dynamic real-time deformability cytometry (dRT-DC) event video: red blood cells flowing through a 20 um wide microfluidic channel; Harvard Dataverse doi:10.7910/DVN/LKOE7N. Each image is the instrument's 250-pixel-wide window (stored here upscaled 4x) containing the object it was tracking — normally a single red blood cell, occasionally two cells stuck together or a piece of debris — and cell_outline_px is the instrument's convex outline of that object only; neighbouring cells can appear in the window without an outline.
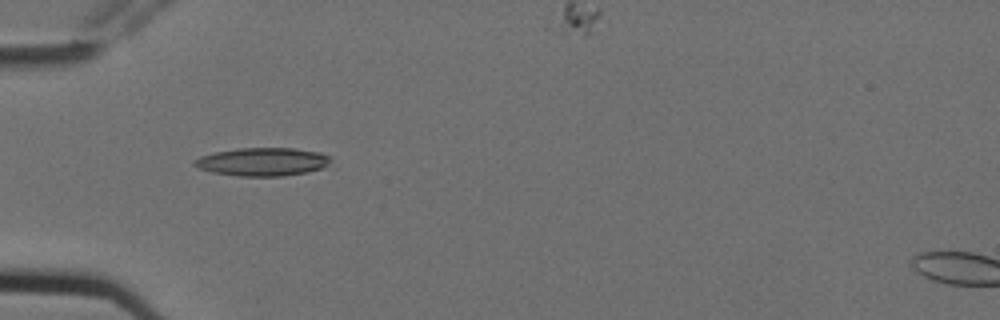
{"species": "Egyptian fruit bat (a non-hibernating species)", "species_latin": "Rousettus aegyptiacus", "temperature_condition": "cold", "stored_images_in_passage": 6, "segment_of_instrument_passage": [1, 2], "camera_frame_rate_fps": 3000, "um_per_image_px": 0.085, "animal": {"sex": "female"}, "frame": {"image": 1, "passage_image": 4, "time_ms": 1.0, "image_size_px": [1000, 320], "cell_outline_px": [[332, 160], [328, 164], [320, 168], [308, 172], [280, 176], [236, 176], [212, 172], [196, 168], [192, 164], [192, 160], [200, 156], [216, 152], [240, 148], [292, 148], [320, 152], [332, 156]], "centroid_in_image_um": [22.29, 13.75], "position_along_channel_um": 62.7, "area_um2": 22.54}}